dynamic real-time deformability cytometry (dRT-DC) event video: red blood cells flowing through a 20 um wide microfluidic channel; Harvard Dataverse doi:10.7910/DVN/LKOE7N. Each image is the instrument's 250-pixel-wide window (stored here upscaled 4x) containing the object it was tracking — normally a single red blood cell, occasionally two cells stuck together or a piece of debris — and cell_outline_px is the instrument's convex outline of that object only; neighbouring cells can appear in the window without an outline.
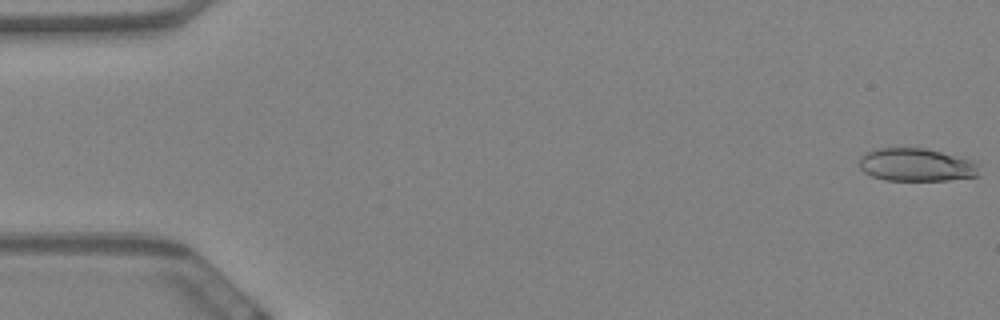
{"species": "Egyptian fruit bat (a non-hibernating species)", "species_latin": "Rousettus aegyptiacus", "temperature_condition": "warm", "stored_images_in_passage": 60, "camera_frame_rate_fps": 3000, "um_per_image_px": 0.085, "animal": {"sex": "female"}, "frame": {"image": 1, "passage_image": 1, "time_ms": 0.0, "image_size_px": [1000, 320], "cell_outline_px": [[980, 176], [948, 180], [884, 180], [872, 176], [864, 172], [856, 164], [860, 156], [864, 152], [872, 148], [924, 148], [964, 156], [972, 160], [976, 164]], "centroid_in_image_um": [77.85, 13.99], "position_along_channel_um": 7.1, "area_um2": 23.58}}
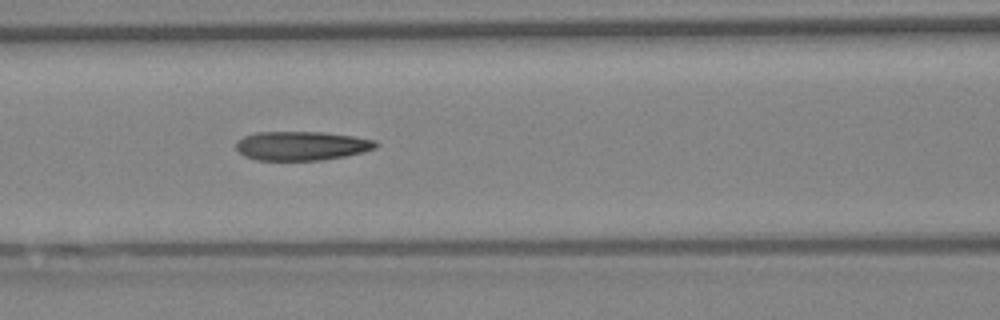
{"frame": {"image": 2, "passage_image": 26, "time_ms": 8.333, "image_size_px": [1000, 320], "cell_outline_px": [[380, 144], [376, 148], [364, 152], [348, 156], [320, 160], [256, 160], [244, 156], [236, 148], [236, 140], [244, 136], [256, 132], [320, 132], [352, 136], [376, 140]], "centroid_in_image_um": [25.65, 12.4], "position_along_channel_um": 140.9, "area_um2": 23.81}}
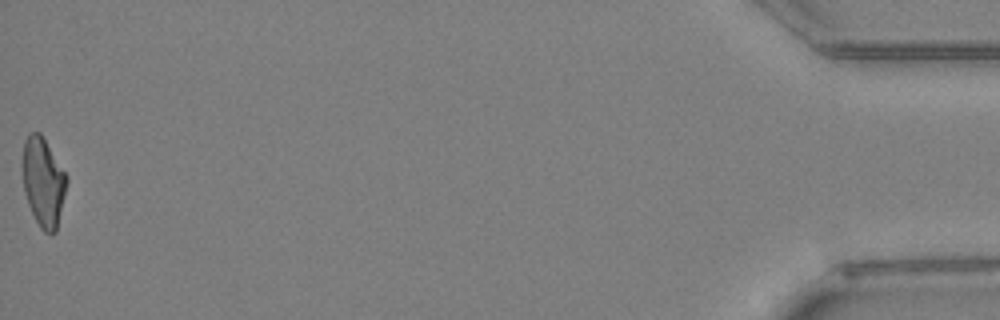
{"frame": {"image": 3, "passage_image": 60, "time_ms": 19.667, "image_size_px": [1000, 320], "cell_outline_px": [[68, 180], [56, 232], [44, 232], [40, 228], [28, 204], [24, 192], [24, 140], [28, 132], [40, 132], [68, 176]], "centroid_in_image_um": [3.7, 15.46], "position_along_channel_um": 431.5, "area_um2": 22.54}, "authors_computed_cell_mechanics": {"area_um2": 23.6402, "velocity_mm_per_s": 3.4532, "shape_relaxation_time_tau1_ms": 8.8649, "shape_relaxation_time_tau2_ms": 3.5437, "deformation_change_tau1": 0.2716, "deformation_change_tau2": 0.1441}}